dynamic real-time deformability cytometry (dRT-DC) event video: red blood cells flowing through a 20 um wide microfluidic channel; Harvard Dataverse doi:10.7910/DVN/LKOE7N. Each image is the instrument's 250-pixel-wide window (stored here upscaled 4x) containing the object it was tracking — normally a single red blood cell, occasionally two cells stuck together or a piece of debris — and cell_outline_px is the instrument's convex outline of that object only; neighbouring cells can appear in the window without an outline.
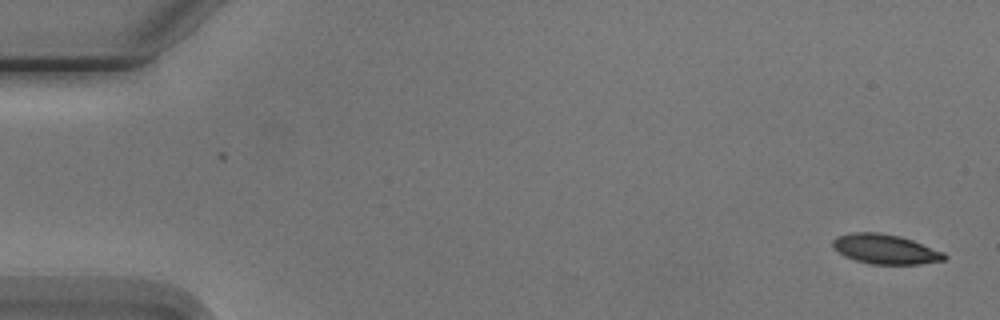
{"species": "Egyptian fruit bat (a non-hibernating species)", "species_latin": "Rousettus aegyptiacus", "temperature_condition": "cold", "stored_images_in_passage": 3, "camera_frame_rate_fps": 3000, "um_per_image_px": 0.085, "animal": {"sex": "male"}, "frame": {"image": 1, "passage_image": 1, "time_ms": 0.0, "image_size_px": [1000, 320], "cell_outline_px": [[948, 256], [944, 260], [920, 264], [872, 264], [856, 260], [844, 256], [832, 248], [832, 240], [836, 236], [852, 232], [880, 232], [900, 236], [912, 240], [944, 252]], "centroid_in_image_um": [75.22, 21.17], "position_along_channel_um": 9.8, "area_um2": 19.42}}